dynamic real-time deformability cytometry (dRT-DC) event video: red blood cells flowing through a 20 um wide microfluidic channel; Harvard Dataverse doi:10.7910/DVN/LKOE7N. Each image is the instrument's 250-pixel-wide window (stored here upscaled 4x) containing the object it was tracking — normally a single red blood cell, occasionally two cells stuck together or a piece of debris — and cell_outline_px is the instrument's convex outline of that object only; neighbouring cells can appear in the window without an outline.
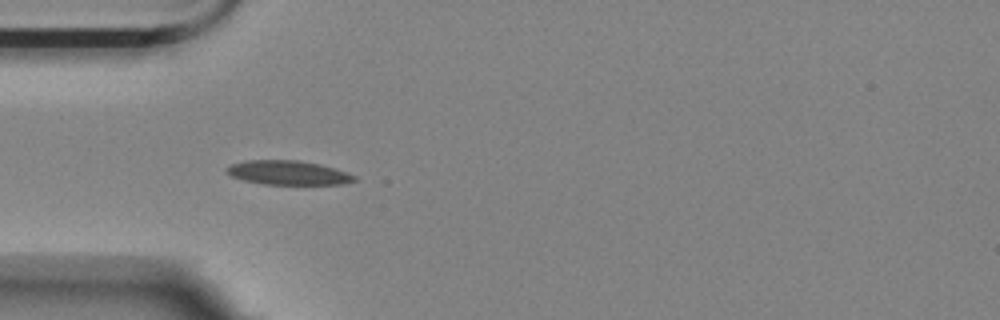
{"species": "Egyptian fruit bat (a non-hibernating species)", "species_latin": "Rousettus aegyptiacus", "temperature_condition": "room temperature", "stored_images_in_passage": 2, "camera_frame_rate_fps": 3000, "um_per_image_px": 0.085, "animal": {"sex": "female"}, "frame": {"image": 1, "passage_image": 1, "time_ms": 0.0, "image_size_px": [1000, 320], "cell_outline_px": [[356, 180], [340, 184], [264, 184], [244, 180], [232, 176], [224, 172], [224, 168], [232, 164], [244, 160], [300, 160], [320, 164], [356, 176]], "centroid_in_image_um": [24.42, 14.67], "position_along_channel_um": 60.6, "area_um2": 17.86}}
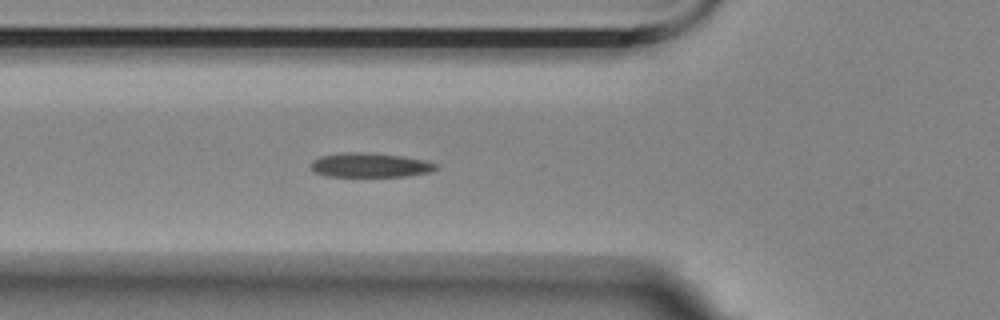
{"frame": {"image": 2, "passage_image": 2, "time_ms": 0.333, "image_size_px": [1000, 320], "cell_outline_px": [[436, 168], [428, 172], [408, 176], [328, 176], [316, 172], [312, 168], [312, 160], [320, 156], [348, 152], [360, 152], [400, 156], [420, 160], [436, 164]], "centroid_in_image_um": [31.4, 14.04], "position_along_channel_um": 94.4, "area_um2": 17.17}}